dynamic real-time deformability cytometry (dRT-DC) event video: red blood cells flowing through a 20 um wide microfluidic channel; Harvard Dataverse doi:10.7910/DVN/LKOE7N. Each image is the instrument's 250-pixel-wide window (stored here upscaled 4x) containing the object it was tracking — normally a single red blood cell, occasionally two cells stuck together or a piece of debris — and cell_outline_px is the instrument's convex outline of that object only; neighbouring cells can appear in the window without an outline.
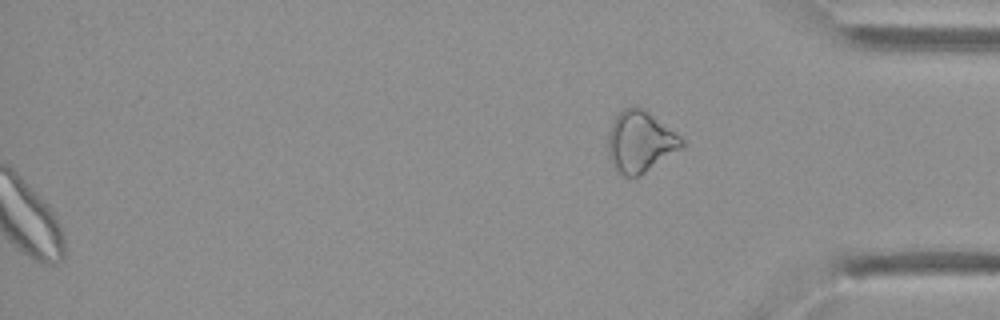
{"species": "Egyptian fruit bat (a non-hibernating species)", "species_latin": "Rousettus aegyptiacus", "temperature_condition": "cold", "stored_images_in_passage": 34, "segment_of_instrument_passage": [2, 2], "camera_frame_rate_fps": 3000, "um_per_image_px": 0.085, "animal": {"sex": "female"}, "frame": {"image": 1, "passage_image": 34, "time_ms": 11.0, "image_size_px": [1000, 320], "cell_outline_px": [[684, 144], [680, 148], [644, 172], [636, 176], [624, 176], [616, 172], [608, 160], [608, 132], [616, 116], [624, 108], [636, 104], [644, 108], [680, 136], [684, 140]], "centroid_in_image_um": [54.36, 12.02], "position_along_channel_um": 380.8, "area_um2": 26.13}}